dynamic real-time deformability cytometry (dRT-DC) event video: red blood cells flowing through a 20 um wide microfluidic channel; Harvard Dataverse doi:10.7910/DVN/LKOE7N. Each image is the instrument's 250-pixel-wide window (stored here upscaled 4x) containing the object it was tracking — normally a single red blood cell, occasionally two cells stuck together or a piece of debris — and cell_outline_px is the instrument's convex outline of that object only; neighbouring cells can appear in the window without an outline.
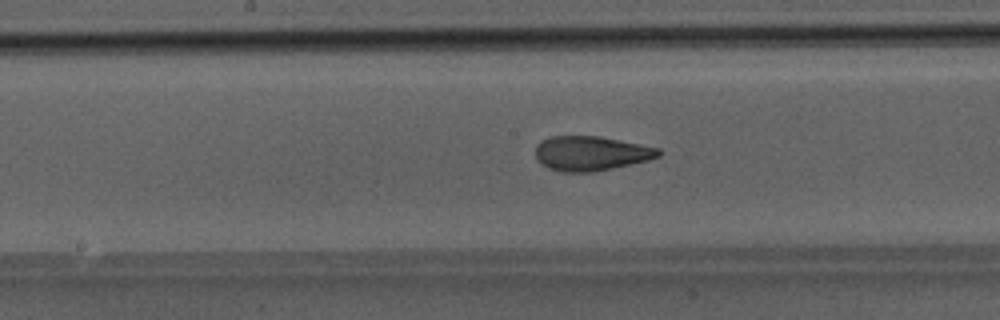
{"species": "Egyptian fruit bat (a non-hibernating species)", "species_latin": "Rousettus aegyptiacus", "temperature_condition": "room temperature", "stored_images_in_passage": 48, "camera_frame_rate_fps": 3000, "um_per_image_px": 0.085, "animal": {"sex": "male"}, "frame": {"image": 1, "passage_image": 25, "time_ms": 8.0, "image_size_px": [1000, 320], "cell_outline_px": [[660, 156], [648, 160], [612, 168], [592, 172], [560, 172], [548, 168], [540, 164], [536, 156], [536, 144], [540, 140], [552, 136], [596, 136], [660, 148]], "centroid_in_image_um": [50.18, 13.04], "position_along_channel_um": 198.0, "area_um2": 24.68}}
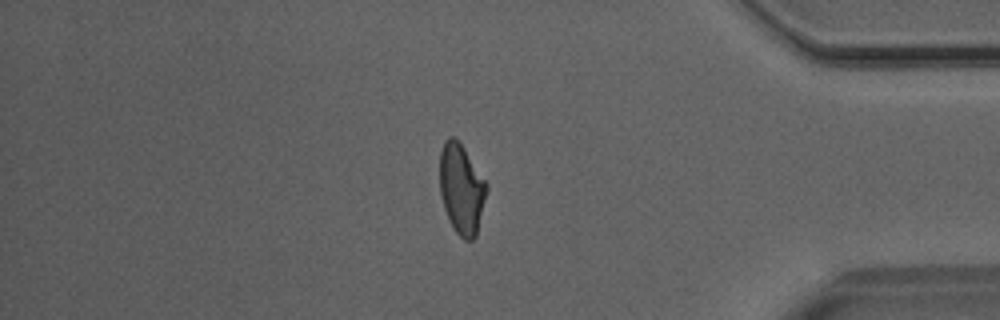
{"frame": {"image": 2, "passage_image": 41, "time_ms": 13.333, "image_size_px": [1000, 320], "cell_outline_px": [[488, 188], [476, 236], [472, 240], [464, 240], [456, 232], [444, 208], [440, 196], [440, 152], [444, 140], [448, 136], [452, 136], [464, 148], [488, 184]], "centroid_in_image_um": [39.22, 16.05], "position_along_channel_um": 396.0, "area_um2": 24.45}}
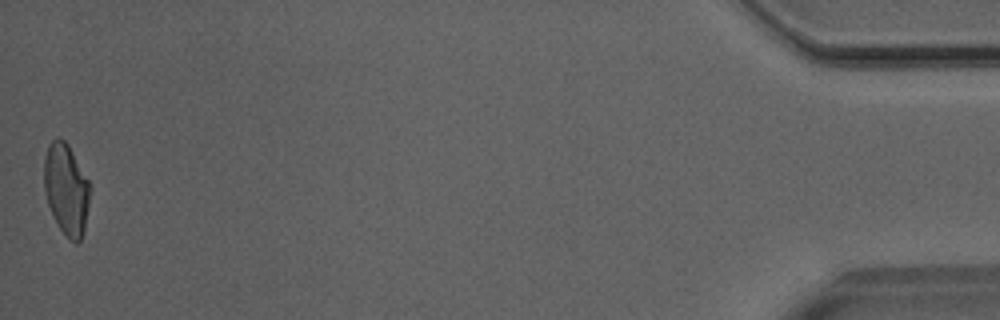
{"frame": {"image": 3, "passage_image": 48, "time_ms": 15.667, "image_size_px": [1000, 320], "cell_outline_px": [[88, 204], [84, 232], [80, 240], [76, 244], [60, 228], [52, 216], [48, 204], [44, 188], [44, 156], [48, 144], [56, 136], [64, 140], [68, 144], [88, 180]], "centroid_in_image_um": [5.6, 16.05], "position_along_channel_um": 429.6, "area_um2": 24.04}}